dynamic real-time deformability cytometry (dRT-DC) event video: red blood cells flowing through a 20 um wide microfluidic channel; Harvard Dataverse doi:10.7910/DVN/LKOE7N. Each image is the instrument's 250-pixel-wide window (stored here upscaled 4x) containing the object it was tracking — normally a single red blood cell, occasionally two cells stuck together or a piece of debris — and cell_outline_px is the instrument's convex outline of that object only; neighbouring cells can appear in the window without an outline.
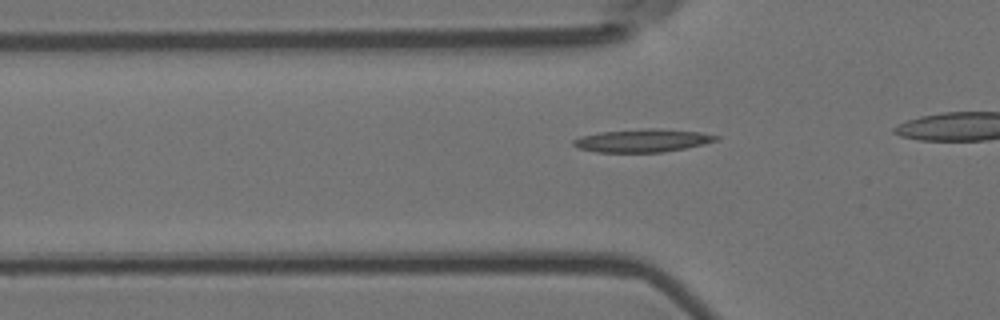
{"species": "Egyptian fruit bat (a non-hibernating species)", "species_latin": "Rousettus aegyptiacus", "temperature_condition": "room temperature", "stored_images_in_passage": 32, "camera_frame_rate_fps": 3000, "um_per_image_px": 0.085, "animal": {"sex": "female"}, "frame": {"image": 1, "passage_image": 7, "time_ms": 2.0, "image_size_px": [1000, 320], "cell_outline_px": [[720, 136], [716, 140], [704, 144], [664, 152], [596, 152], [580, 148], [572, 144], [572, 140], [580, 136], [600, 132], [648, 128], [660, 128], [700, 132]], "centroid_in_image_um": [54.61, 11.94], "position_along_channel_um": 71.2, "area_um2": 19.07}}
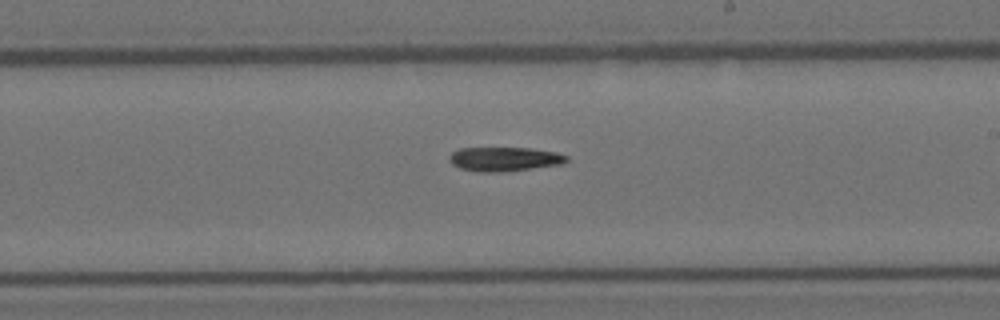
{"frame": {"image": 2, "passage_image": 21, "time_ms": 6.667, "image_size_px": [1000, 320], "cell_outline_px": [[568, 160], [564, 164], [500, 172], [480, 172], [460, 168], [452, 164], [448, 160], [448, 156], [452, 152], [460, 148], [532, 148], [556, 152], [568, 156]], "centroid_in_image_um": [42.87, 13.52], "position_along_channel_um": 246.1, "area_um2": 16.59}}
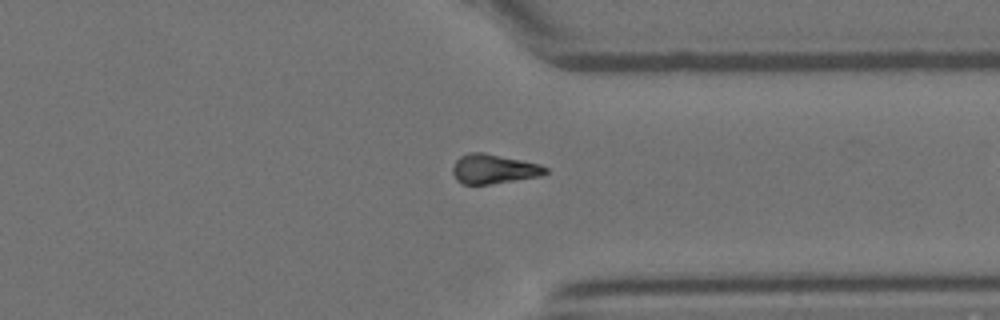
{"frame": {"image": 3, "passage_image": 31, "time_ms": 10.0, "image_size_px": [1000, 320], "cell_outline_px": [[548, 172], [540, 176], [488, 184], [464, 184], [456, 180], [452, 172], [452, 168], [456, 160], [460, 156], [468, 152], [484, 152], [540, 164], [548, 168]], "centroid_in_image_um": [41.94, 14.35], "position_along_channel_um": 369.5, "area_um2": 15.9}}